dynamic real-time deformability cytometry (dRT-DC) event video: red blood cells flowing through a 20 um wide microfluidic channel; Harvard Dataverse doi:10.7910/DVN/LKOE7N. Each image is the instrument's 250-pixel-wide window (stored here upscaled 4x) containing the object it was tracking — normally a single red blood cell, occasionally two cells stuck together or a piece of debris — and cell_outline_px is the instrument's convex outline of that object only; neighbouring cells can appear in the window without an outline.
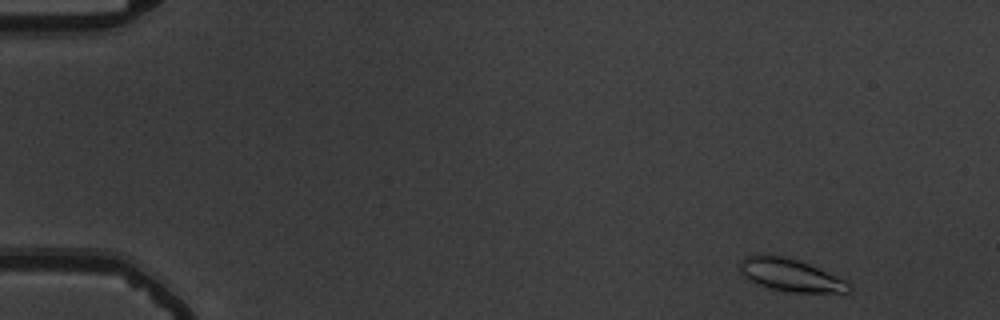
{"species": "common noctule bat (a hibernating species)", "species_latin": "Nyctalus noctula", "temperature_condition": "warm", "stored_images_in_passage": 54, "camera_frame_rate_fps": 3000, "um_per_image_px": 0.085, "animal": {"sex": "male", "body_mass_g": 19.5, "forearm_length_mm": 54.6}, "frame": {"image": 1, "passage_image": 3, "time_ms": 0.667, "image_size_px": [1000, 320], "cell_outline_px": [[852, 288], [848, 292], [792, 292], [772, 288], [760, 284], [744, 276], [740, 272], [740, 264], [744, 256], [756, 252], [784, 256], [808, 264], [848, 280], [852, 284]], "centroid_in_image_um": [67.2, 23.35], "position_along_channel_um": 17.8, "area_um2": 20.75}}
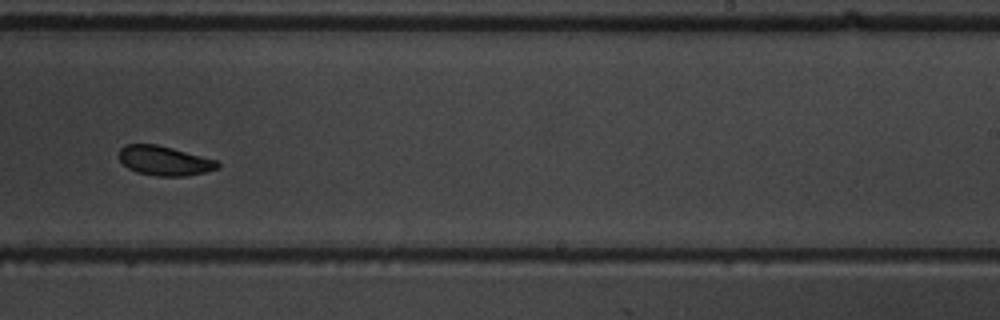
{"frame": {"image": 2, "passage_image": 34, "time_ms": 11.0, "image_size_px": [1000, 320], "cell_outline_px": [[220, 168], [204, 172], [184, 176], [156, 176], [136, 172], [128, 168], [120, 160], [120, 148], [124, 144], [156, 144], [172, 148], [216, 160], [220, 164]], "centroid_in_image_um": [13.97, 13.66], "position_along_channel_um": 275.0, "area_um2": 16.82}}
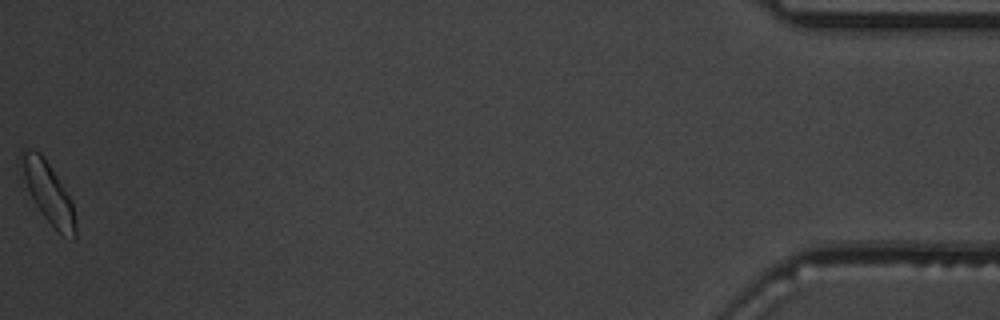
{"frame": {"image": 3, "passage_image": 54, "time_ms": 17.667, "image_size_px": [1000, 320], "cell_outline_px": [[76, 240], [56, 232], [44, 216], [36, 204], [28, 188], [24, 176], [20, 156], [20, 152], [24, 148], [28, 148], [40, 152], [72, 200], [76, 220]], "centroid_in_image_um": [4.14, 16.42], "position_along_channel_um": 431.1, "area_um2": 18.67}, "authors_computed_cell_mechanics": {"area_um2": 17.8602, "velocity_mm_per_s": 3.6681, "shape_relaxation_time_tau1_ms": 4.3736, "shape_relaxation_time_tau2_ms": 3.357, "deformation_change_tau1": 0.1215, "deformation_change_tau2": 0.0814}}